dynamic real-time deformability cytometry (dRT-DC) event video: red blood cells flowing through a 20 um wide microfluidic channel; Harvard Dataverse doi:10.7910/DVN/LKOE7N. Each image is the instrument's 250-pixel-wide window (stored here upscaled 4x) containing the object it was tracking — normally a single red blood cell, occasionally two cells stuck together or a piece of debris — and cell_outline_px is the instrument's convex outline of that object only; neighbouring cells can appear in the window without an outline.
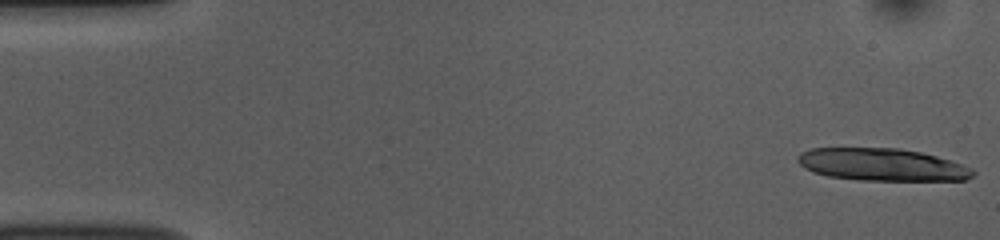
{"species": "common noctule bat (a hibernating species)", "species_latin": "Nyctalus noctula", "temperature_condition": "room temperature", "stored_images_in_passage": 14, "camera_frame_rate_fps": 3000, "um_per_image_px": 0.085, "animal": {"sex": "female", "body_mass_g": 10.0, "forearm_length_mm": 53.1}, "frame": {"image": 1, "passage_image": 1, "time_ms": 0.0, "image_size_px": [1000, 240], "cell_outline_px": [[976, 172], [972, 176], [964, 180], [860, 180], [828, 176], [812, 172], [804, 168], [796, 160], [800, 152], [812, 148], [900, 148], [920, 152], [936, 156], [972, 168]], "centroid_in_image_um": [74.93, 13.99], "position_along_channel_um": 10.1, "area_um2": 33.0}}